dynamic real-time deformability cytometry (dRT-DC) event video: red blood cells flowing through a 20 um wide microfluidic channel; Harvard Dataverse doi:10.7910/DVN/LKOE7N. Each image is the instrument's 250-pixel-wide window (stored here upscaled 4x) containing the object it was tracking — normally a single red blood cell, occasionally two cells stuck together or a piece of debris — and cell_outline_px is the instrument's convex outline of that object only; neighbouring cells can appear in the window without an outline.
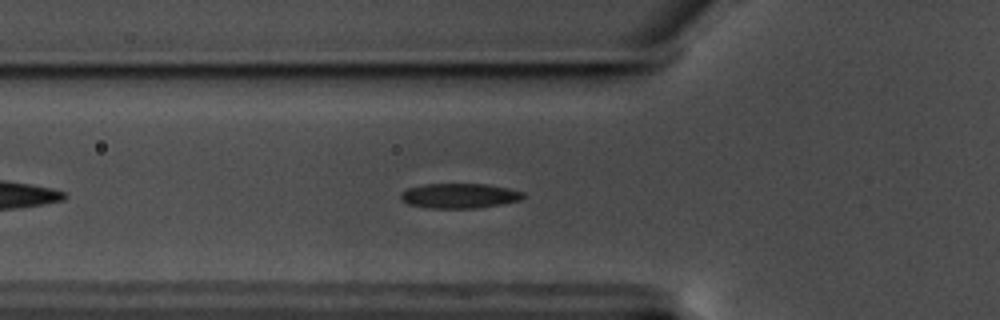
{"species": "common noctule bat (a hibernating species)", "species_latin": "Nyctalus noctula", "temperature_condition": "warm", "stored_images_in_passage": 46, "camera_frame_rate_fps": 3000, "um_per_image_px": 0.085, "animal": {"sex": "male", "body_mass_g": 17.5, "forearm_length_mm": 52.3}, "frame": {"image": 1, "passage_image": 7, "time_ms": 2.0, "image_size_px": [1000, 320], "cell_outline_px": [[524, 196], [520, 200], [500, 204], [476, 208], [432, 208], [408, 204], [400, 200], [400, 192], [408, 188], [424, 184], [484, 184], [508, 188], [524, 192]], "centroid_in_image_um": [39.01, 16.64], "position_along_channel_um": 86.8, "area_um2": 17.69}}
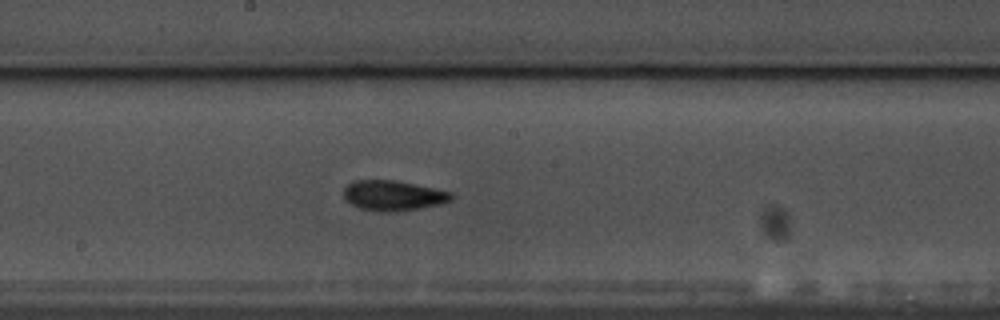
{"frame": {"image": 2, "passage_image": 18, "time_ms": 5.667, "image_size_px": [1000, 320], "cell_outline_px": [[452, 200], [440, 204], [420, 208], [396, 212], [380, 212], [360, 208], [344, 200], [344, 188], [352, 180], [396, 180], [436, 188], [452, 192]], "centroid_in_image_um": [33.42, 16.62], "position_along_channel_um": 214.8, "area_um2": 19.13}}
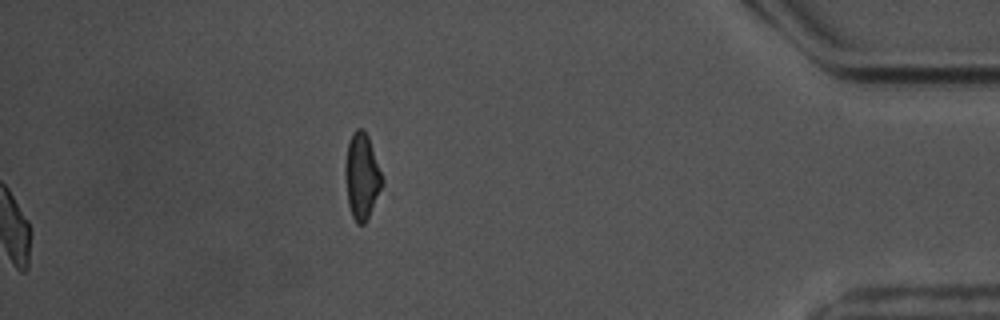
{"frame": {"image": 3, "passage_image": 46, "time_ms": 15.0, "image_size_px": [1000, 320], "cell_outline_px": [[384, 184], [364, 224], [356, 224], [352, 216], [348, 204], [344, 172], [344, 164], [348, 140], [352, 132], [356, 128], [364, 128], [368, 136], [384, 180]], "centroid_in_image_um": [30.74, 14.94], "position_along_channel_um": 404.5, "area_um2": 18.73}, "authors_computed_cell_mechanics": {"area_um2": 17.8313, "velocity_mm_per_s": 3.502, "shape_relaxation_time_tau1_ms": 4.2875, "shape_relaxation_time_tau2_ms": 4.1591, "deformation_change_tau1": 0.141, "deformation_change_tau2": 0.0905}}